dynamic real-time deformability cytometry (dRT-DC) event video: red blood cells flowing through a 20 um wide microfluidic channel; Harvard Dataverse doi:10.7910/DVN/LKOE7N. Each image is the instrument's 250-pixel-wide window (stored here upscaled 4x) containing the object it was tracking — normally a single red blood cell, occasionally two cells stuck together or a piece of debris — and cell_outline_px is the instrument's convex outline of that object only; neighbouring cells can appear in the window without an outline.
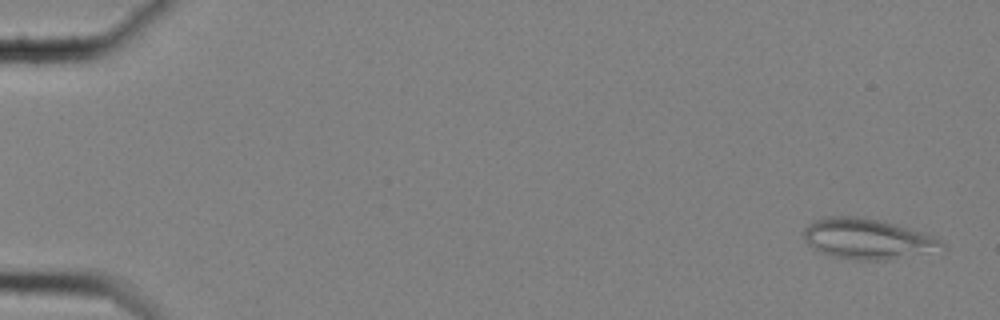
{"species": "common noctule bat (a hibernating species)", "species_latin": "Nyctalus noctula", "temperature_condition": "cold", "stored_images_in_passage": 59, "camera_frame_rate_fps": 3000, "um_per_image_px": 0.085, "animal": {"sex": "female", "body_mass_g": 25.1}, "frame": {"image": 1, "passage_image": 3, "time_ms": 0.667, "image_size_px": [1000, 320], "cell_outline_px": [[944, 248], [888, 260], [856, 260], [832, 256], [820, 252], [812, 248], [804, 240], [804, 228], [812, 220], [820, 216], [864, 216], [880, 220], [908, 228], [932, 236], [940, 240], [944, 244]], "centroid_in_image_um": [73.63, 20.28], "position_along_channel_um": 11.4, "area_um2": 32.48}}
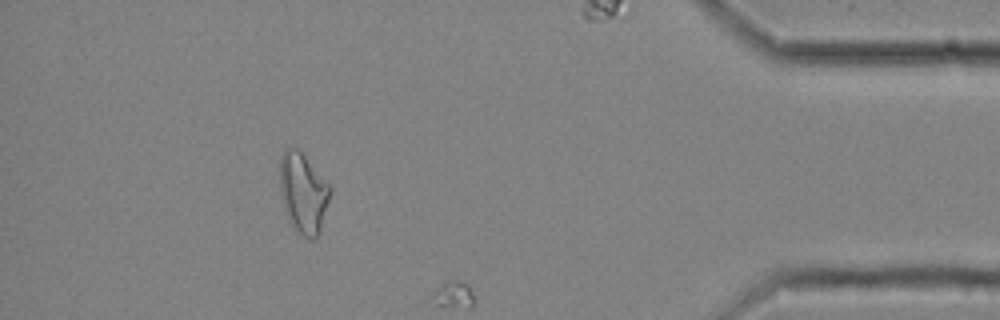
{"frame": {"image": 2, "passage_image": 54, "time_ms": 17.667, "image_size_px": [1000, 320], "cell_outline_px": [[332, 192], [316, 240], [308, 240], [292, 224], [284, 208], [280, 188], [280, 156], [284, 148], [296, 148], [304, 156], [332, 188]], "centroid_in_image_um": [25.77, 16.39], "position_along_channel_um": 409.4, "area_um2": 23.06}}